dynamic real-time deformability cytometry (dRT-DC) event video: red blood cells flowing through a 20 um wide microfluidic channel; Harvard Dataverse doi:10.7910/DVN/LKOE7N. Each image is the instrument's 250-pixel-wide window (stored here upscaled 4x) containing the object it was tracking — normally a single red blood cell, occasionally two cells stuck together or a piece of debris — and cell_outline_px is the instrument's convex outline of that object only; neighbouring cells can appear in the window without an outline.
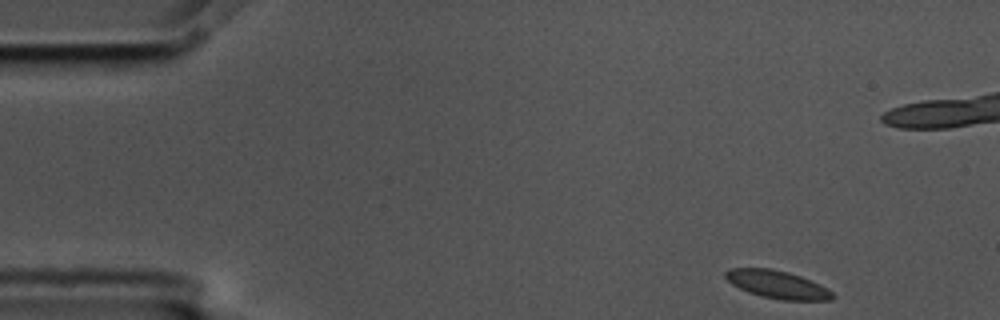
{"species": "common noctule bat (a hibernating species)", "species_latin": "Nyctalus noctula", "temperature_condition": "cold", "stored_images_in_passage": 6, "camera_frame_rate_fps": 3000, "um_per_image_px": 0.085, "animal": {"sex": "male", "body_mass_g": 17.5, "forearm_length_mm": 52.3}, "frame": {"image": 1, "passage_image": 1, "time_ms": 0.0, "image_size_px": [1000, 320], "cell_outline_px": [[836, 296], [832, 300], [784, 300], [760, 296], [748, 292], [732, 284], [724, 276], [724, 272], [728, 268], [772, 268], [788, 272], [800, 276], [820, 284], [832, 292]], "centroid_in_image_um": [66.07, 24.18], "position_along_channel_um": 18.9, "area_um2": 17.4}}